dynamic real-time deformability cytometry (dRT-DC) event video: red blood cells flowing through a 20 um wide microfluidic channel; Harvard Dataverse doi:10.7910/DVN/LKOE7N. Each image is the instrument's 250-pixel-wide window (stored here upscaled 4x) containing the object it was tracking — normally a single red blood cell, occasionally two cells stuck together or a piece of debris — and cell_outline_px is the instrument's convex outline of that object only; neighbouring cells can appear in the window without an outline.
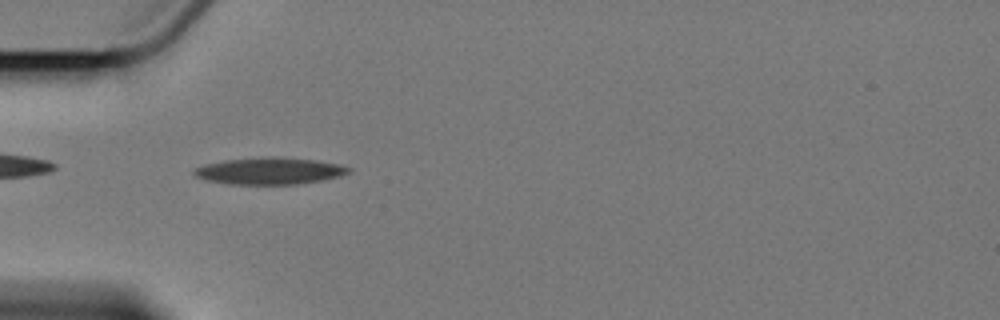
{"species": "Egyptian fruit bat (a non-hibernating species)", "species_latin": "Rousettus aegyptiacus", "temperature_condition": "cold", "stored_images_in_passage": 5, "camera_frame_rate_fps": 3000, "um_per_image_px": 0.085, "animal": {"sex": "female"}, "frame": {"image": 1, "passage_image": 2, "time_ms": 1.0, "image_size_px": [1000, 320], "cell_outline_px": [[352, 168], [348, 172], [340, 176], [324, 180], [296, 184], [228, 184], [204, 180], [196, 176], [192, 172], [196, 168], [204, 164], [224, 160], [316, 160], [336, 164]], "centroid_in_image_um": [22.87, 14.59], "position_along_channel_um": 62.1, "area_um2": 22.77}}
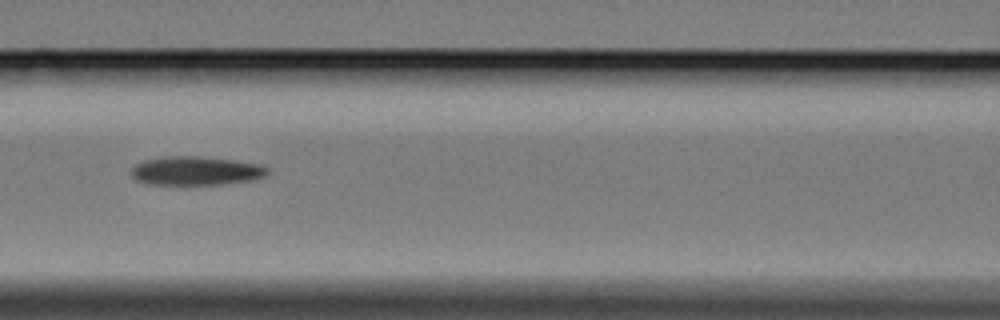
{"frame": {"image": 2, "passage_image": 4, "time_ms": 3.667, "image_size_px": [1000, 320], "cell_outline_px": [[268, 172], [264, 176], [248, 180], [224, 184], [152, 184], [136, 180], [132, 176], [132, 168], [136, 164], [144, 160], [168, 156], [196, 156], [232, 160], [260, 164], [268, 168]], "centroid_in_image_um": [16.64, 14.51], "position_along_channel_um": 150.0, "area_um2": 22.48}}
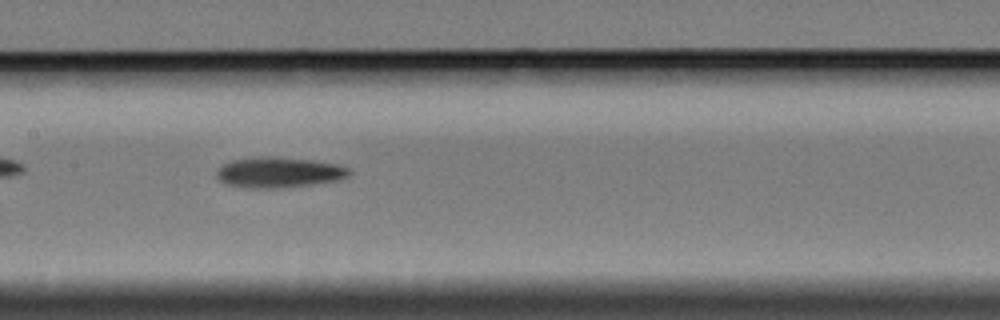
{"frame": {"image": 3, "passage_image": 5, "time_ms": 4.667, "image_size_px": [1000, 320], "cell_outline_px": [[352, 172], [348, 176], [340, 180], [312, 184], [280, 188], [248, 188], [228, 184], [220, 180], [216, 176], [216, 172], [224, 164], [232, 160], [268, 156], [312, 160], [336, 164], [352, 168]], "centroid_in_image_um": [23.76, 14.66], "position_along_channel_um": 183.6, "area_um2": 23.47}}